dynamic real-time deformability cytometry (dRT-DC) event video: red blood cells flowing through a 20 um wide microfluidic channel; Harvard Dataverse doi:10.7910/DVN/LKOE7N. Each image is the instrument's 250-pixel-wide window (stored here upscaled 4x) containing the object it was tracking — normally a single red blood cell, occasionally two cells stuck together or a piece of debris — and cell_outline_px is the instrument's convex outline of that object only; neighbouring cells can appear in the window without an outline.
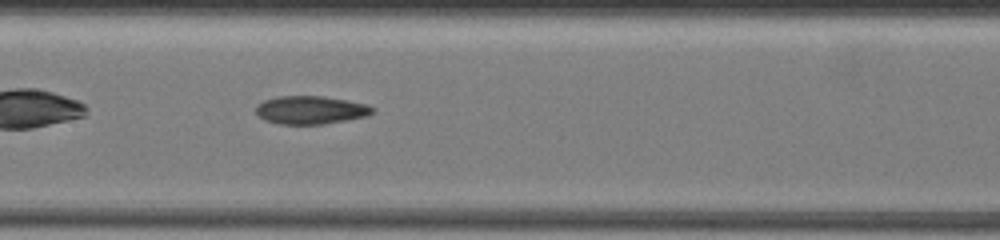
{"species": "common noctule bat (a hibernating species)", "species_latin": "Nyctalus noctula", "temperature_condition": "warm", "stored_images_in_passage": 41, "camera_frame_rate_fps": 3000, "um_per_image_px": 0.085, "animal": {"sex": "female", "body_mass_g": 19.5, "forearm_length_mm": 54.1}, "frame": {"image": 1, "passage_image": 12, "time_ms": 3.667, "image_size_px": [1000, 240], "cell_outline_px": [[376, 108], [368, 116], [324, 124], [280, 124], [264, 120], [256, 112], [256, 108], [264, 100], [276, 96], [324, 96], [364, 104]], "centroid_in_image_um": [26.4, 9.35], "position_along_channel_um": 181.0, "area_um2": 18.96}}
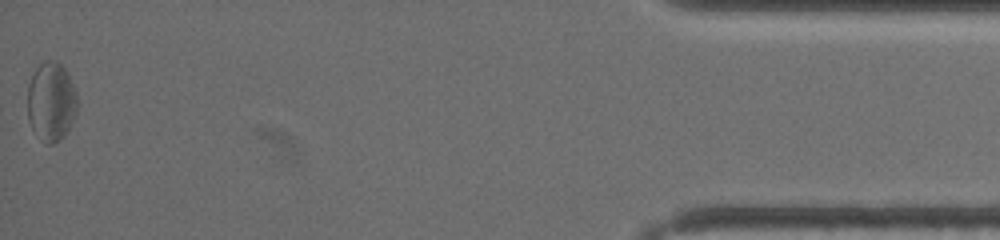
{"frame": {"image": 2, "passage_image": 41, "time_ms": 13.333, "image_size_px": [1000, 240], "cell_outline_px": [[80, 104], [64, 136], [52, 144], [48, 144], [32, 128], [28, 120], [28, 84], [36, 68], [44, 60], [56, 60], [68, 72], [76, 92]], "centroid_in_image_um": [4.37, 8.59], "position_along_channel_um": 430.8, "area_um2": 22.89}, "authors_computed_cell_mechanics": {"area_um2": 19.4786, "velocity_mm_per_s": 3.3573, "shape_relaxation_time_tau1_ms": null, "shape_relaxation_time_tau2_ms": 4.126, "deformation_change_tau1": null, "deformation_change_tau2": 0.1282}}